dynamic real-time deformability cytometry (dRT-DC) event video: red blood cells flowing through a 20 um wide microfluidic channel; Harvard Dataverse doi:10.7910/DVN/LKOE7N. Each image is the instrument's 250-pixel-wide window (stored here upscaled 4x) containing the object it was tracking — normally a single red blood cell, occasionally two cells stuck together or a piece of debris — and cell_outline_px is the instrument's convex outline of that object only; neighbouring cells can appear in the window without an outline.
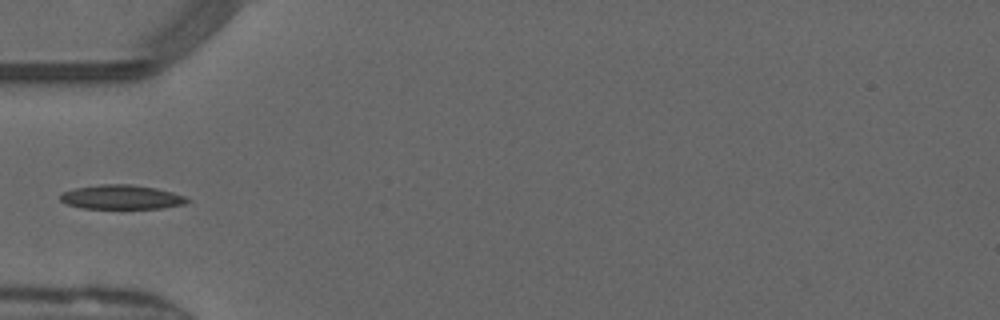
{"species": "common noctule bat (a hibernating species)", "species_latin": "Nyctalus noctula", "temperature_condition": "warm", "stored_images_in_passage": 34, "camera_frame_rate_fps": 3000, "um_per_image_px": 0.085, "animal": {"sex": "male", "forearm_length_mm": 52.5}, "frame": {"image": 1, "passage_image": 1, "time_ms": 0.0, "image_size_px": [1000, 320], "cell_outline_px": [[192, 200], [184, 204], [160, 208], [84, 208], [68, 204], [60, 200], [60, 192], [72, 188], [100, 184], [132, 184], [156, 188], [172, 192], [184, 196]], "centroid_in_image_um": [10.3, 16.74], "position_along_channel_um": 74.7, "area_um2": 17.98}}
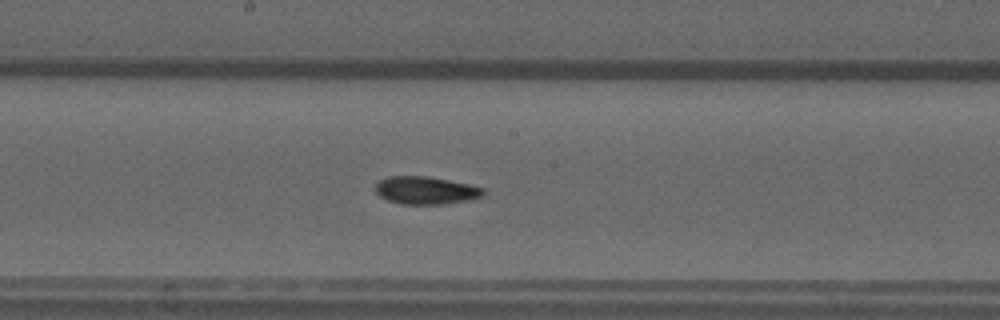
{"frame": {"image": 2, "passage_image": 11, "time_ms": 3.333, "image_size_px": [1000, 320], "cell_outline_px": [[484, 196], [468, 200], [440, 204], [400, 204], [388, 200], [380, 196], [376, 192], [376, 184], [380, 180], [388, 176], [424, 176], [448, 180], [468, 184], [484, 188]], "centroid_in_image_um": [36.18, 16.18], "position_along_channel_um": 212.0, "area_um2": 17.28}}
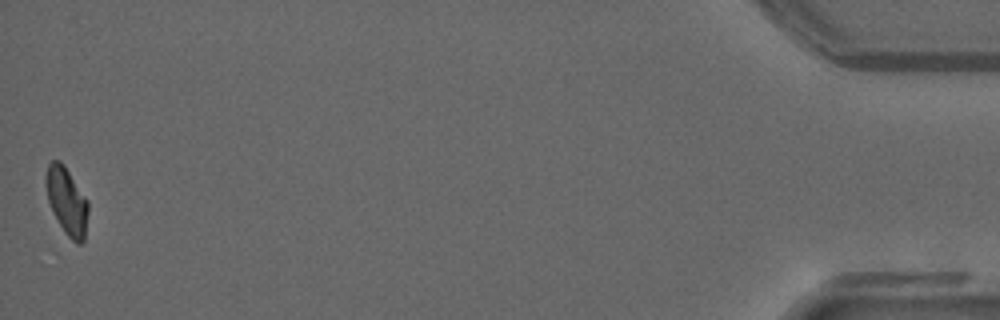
{"frame": {"image": 3, "passage_image": 34, "time_ms": 11.0, "image_size_px": [1000, 320], "cell_outline_px": [[88, 212], [84, 240], [80, 244], [76, 244], [64, 232], [52, 212], [48, 200], [44, 180], [48, 164], [52, 160], [60, 160], [64, 164], [88, 200]], "centroid_in_image_um": [5.67, 17.08], "position_along_channel_um": 429.5, "area_um2": 16.76}}